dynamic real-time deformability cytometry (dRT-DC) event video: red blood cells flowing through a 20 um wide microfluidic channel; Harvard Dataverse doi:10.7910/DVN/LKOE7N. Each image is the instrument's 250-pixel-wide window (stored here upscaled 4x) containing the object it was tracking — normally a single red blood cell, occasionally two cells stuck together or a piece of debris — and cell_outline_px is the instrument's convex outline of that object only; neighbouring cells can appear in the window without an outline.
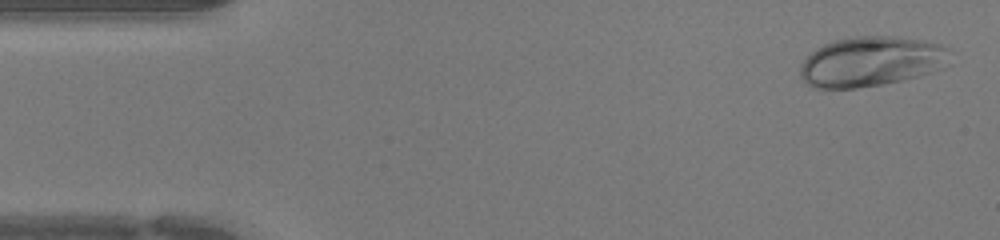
{"species": "human", "species_latin": "Homo sapiens", "temperature_condition": "warm", "stored_images_in_passage": 44, "camera_frame_rate_fps": 3000, "um_per_image_px": 0.085, "donor": {"sex": "female"}, "frame": {"image": 1, "passage_image": 2, "time_ms": 0.333, "image_size_px": [1000, 240], "cell_outline_px": [[948, 64], [944, 68], [916, 76], [884, 84], [856, 88], [812, 88], [804, 84], [800, 76], [800, 64], [816, 48], [824, 44], [836, 40], [856, 36], [896, 36], [924, 40], [940, 44], [948, 48]], "centroid_in_image_um": [74.02, 5.23], "position_along_channel_um": 11.0, "area_um2": 43.75}}
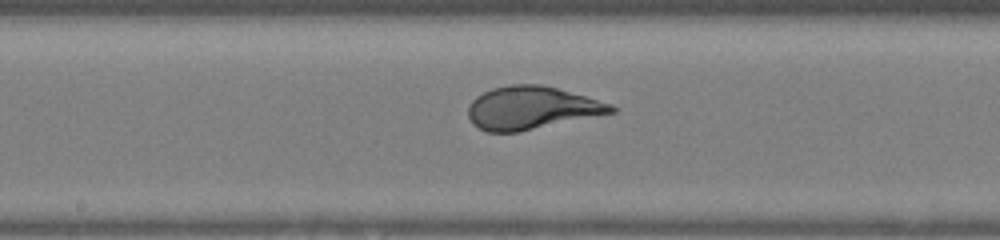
{"frame": {"image": 2, "passage_image": 22, "time_ms": 7.0, "image_size_px": [1000, 240], "cell_outline_px": [[620, 108], [616, 112], [516, 132], [488, 132], [472, 124], [468, 116], [468, 108], [472, 100], [476, 96], [492, 88], [508, 84], [540, 84], [556, 88], [612, 104]], "centroid_in_image_um": [45.17, 9.16], "position_along_channel_um": 203.0, "area_um2": 35.55}}
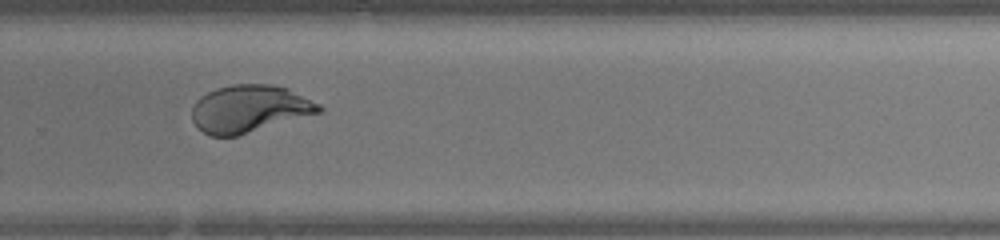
{"frame": {"image": 3, "passage_image": 29, "time_ms": 9.333, "image_size_px": [1000, 240], "cell_outline_px": [[324, 108], [320, 112], [236, 136], [212, 136], [196, 128], [192, 120], [192, 108], [196, 100], [200, 96], [216, 88], [232, 84], [272, 84], [288, 88], [320, 104]], "centroid_in_image_um": [21.17, 9.23], "position_along_channel_um": 308.6, "area_um2": 34.97}}